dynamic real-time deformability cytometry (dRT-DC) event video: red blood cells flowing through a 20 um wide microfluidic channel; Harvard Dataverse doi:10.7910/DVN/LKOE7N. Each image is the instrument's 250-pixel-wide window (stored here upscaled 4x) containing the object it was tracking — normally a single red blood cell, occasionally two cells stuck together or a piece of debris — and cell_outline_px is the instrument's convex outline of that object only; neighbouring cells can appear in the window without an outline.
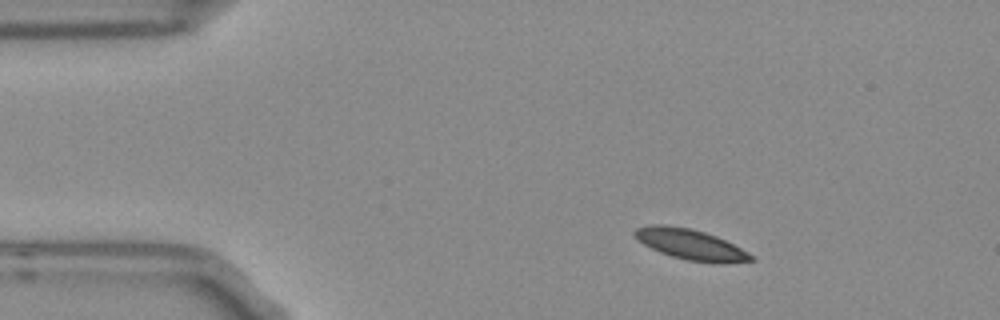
{"species": "Egyptian fruit bat (a non-hibernating species)", "species_latin": "Rousettus aegyptiacus", "temperature_condition": "room temperature", "stored_images_in_passage": 3, "camera_frame_rate_fps": 3000, "um_per_image_px": 0.085, "frame": {"image": 1, "passage_image": 1, "time_ms": 0.0, "image_size_px": [1000, 320], "cell_outline_px": [[756, 260], [724, 264], [720, 264], [688, 260], [672, 256], [660, 252], [636, 240], [632, 232], [636, 228], [648, 224], [664, 224], [692, 228], [716, 236], [756, 256]], "centroid_in_image_um": [58.69, 20.77], "position_along_channel_um": 26.3, "area_um2": 20.92}}
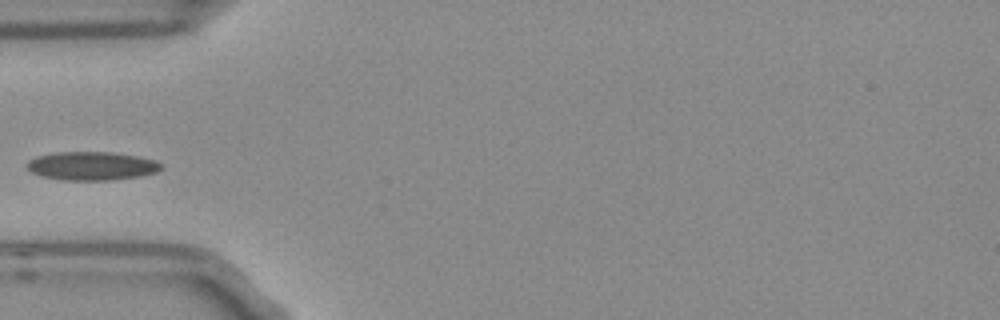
{"frame": {"image": 2, "passage_image": 3, "time_ms": 0.667, "image_size_px": [1000, 320], "cell_outline_px": [[160, 168], [156, 172], [140, 176], [112, 180], [60, 180], [40, 176], [32, 172], [28, 168], [28, 160], [36, 156], [56, 152], [112, 152], [136, 156], [152, 160], [160, 164]], "centroid_in_image_um": [7.74, 14.11], "position_along_channel_um": 77.3, "area_um2": 22.14}}